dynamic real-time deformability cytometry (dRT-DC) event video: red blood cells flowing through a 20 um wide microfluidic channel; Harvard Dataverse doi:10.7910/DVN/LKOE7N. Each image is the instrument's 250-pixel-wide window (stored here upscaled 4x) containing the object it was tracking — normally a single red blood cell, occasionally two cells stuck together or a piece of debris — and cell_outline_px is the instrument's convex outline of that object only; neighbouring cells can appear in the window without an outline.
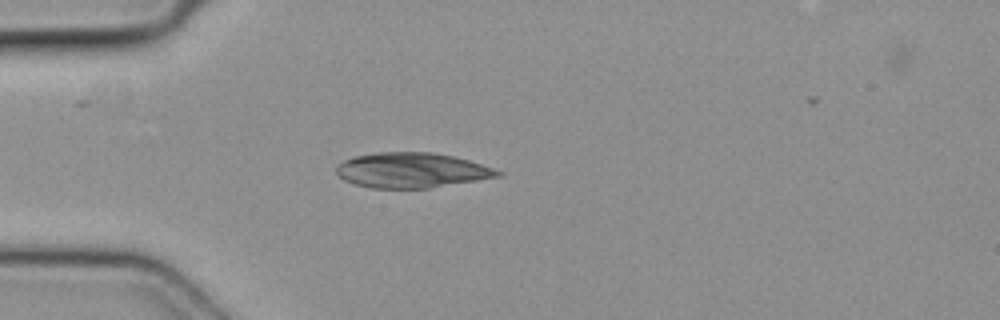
{"species": "common noctule bat (a hibernating species)", "species_latin": "Nyctalus noctula", "temperature_condition": "cold", "stored_images_in_passage": 4, "camera_frame_rate_fps": 3000, "um_per_image_px": 0.085, "animal": {"sex": "female", "body_mass_g": 19.3, "forearm_length_mm": 54.1}, "frame": {"image": 1, "passage_image": 3, "time_ms": 0.667, "image_size_px": [1000, 320], "cell_outline_px": [[504, 172], [500, 176], [428, 188], [372, 188], [356, 184], [344, 180], [336, 172], [336, 164], [344, 160], [356, 156], [380, 152], [432, 152], [452, 156], [468, 160]], "centroid_in_image_um": [34.96, 14.47], "position_along_channel_um": 50.0, "area_um2": 32.66}}